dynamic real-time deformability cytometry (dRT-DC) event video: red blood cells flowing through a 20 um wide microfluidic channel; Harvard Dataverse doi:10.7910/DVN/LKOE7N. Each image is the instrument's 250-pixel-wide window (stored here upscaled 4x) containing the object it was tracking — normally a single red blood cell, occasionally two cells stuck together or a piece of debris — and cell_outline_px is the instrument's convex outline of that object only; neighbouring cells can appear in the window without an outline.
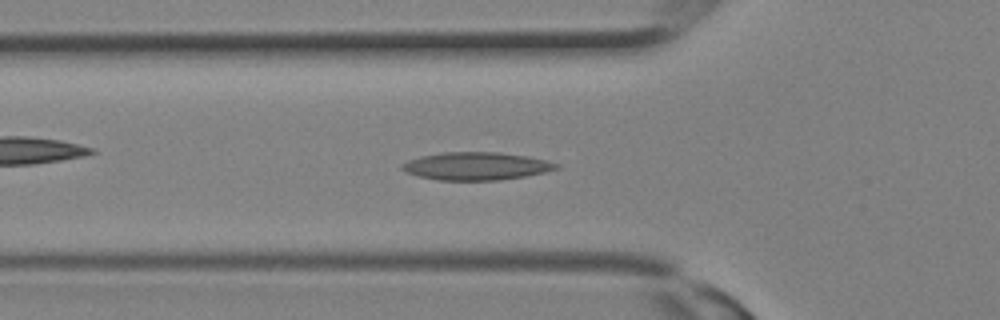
{"species": "Egyptian fruit bat (a non-hibernating species)", "species_latin": "Rousettus aegyptiacus", "temperature_condition": "room temperature", "stored_images_in_passage": 31, "camera_frame_rate_fps": 3000, "um_per_image_px": 0.085, "animal": {"sex": "female"}, "frame": {"image": 1, "passage_image": 10, "time_ms": 3.0, "image_size_px": [1000, 320], "cell_outline_px": [[560, 168], [544, 172], [524, 176], [500, 180], [436, 180], [420, 176], [408, 172], [400, 168], [400, 164], [408, 160], [420, 156], [444, 152], [500, 152], [528, 156], [560, 164]], "centroid_in_image_um": [40.48, 14.11], "position_along_channel_um": 85.3, "area_um2": 24.97}}
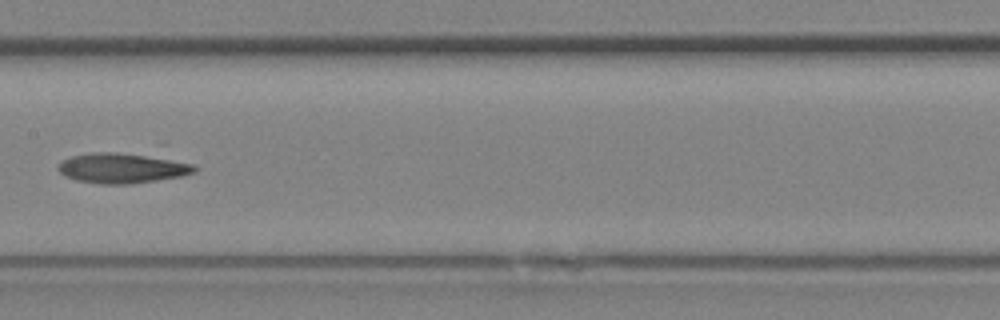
{"frame": {"image": 2, "passage_image": 15, "time_ms": 4.667, "image_size_px": [1000, 320], "cell_outline_px": [[196, 172], [180, 176], [132, 184], [100, 184], [76, 180], [60, 172], [56, 168], [64, 160], [72, 156], [92, 152], [116, 152], [144, 156], [192, 164], [196, 168]], "centroid_in_image_um": [10.32, 14.3], "position_along_channel_um": 197.1, "area_um2": 23.24}}
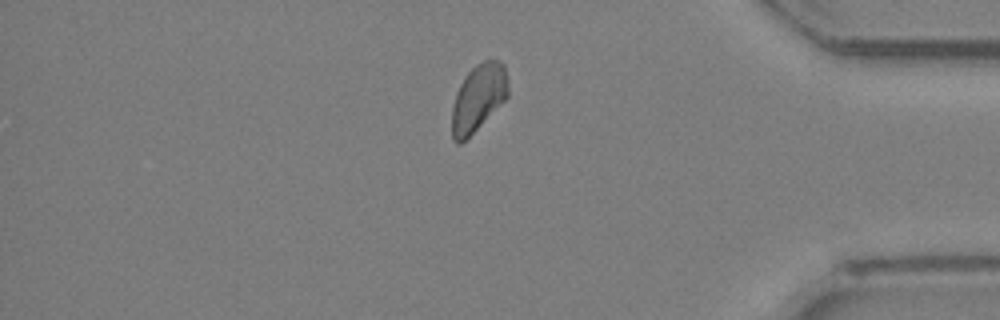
{"frame": {"image": 3, "passage_image": 31, "time_ms": 10.0, "image_size_px": [1000, 320], "cell_outline_px": [[508, 96], [460, 144], [456, 144], [452, 140], [452, 108], [456, 92], [460, 84], [468, 72], [476, 64], [484, 60], [500, 60], [504, 64], [508, 80]], "centroid_in_image_um": [40.64, 8.28], "position_along_channel_um": 394.6, "area_um2": 21.62}}